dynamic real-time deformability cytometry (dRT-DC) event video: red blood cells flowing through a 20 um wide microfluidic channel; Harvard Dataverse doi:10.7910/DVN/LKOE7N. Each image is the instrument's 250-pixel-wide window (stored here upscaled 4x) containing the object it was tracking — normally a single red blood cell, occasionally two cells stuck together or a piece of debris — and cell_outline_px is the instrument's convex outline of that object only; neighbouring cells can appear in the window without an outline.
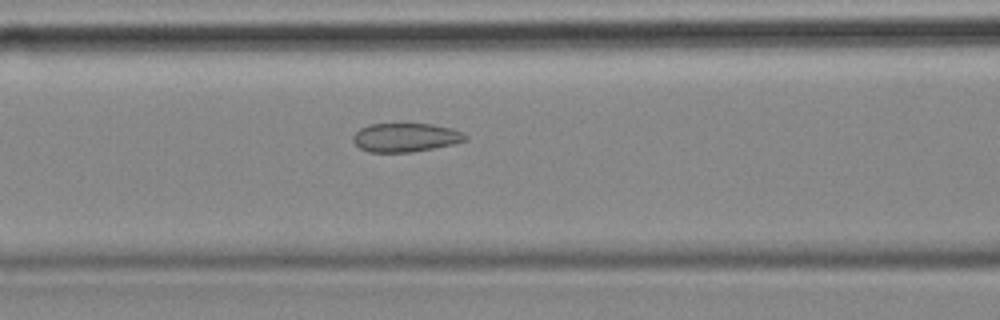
{"species": "common noctule bat (a hibernating species)", "species_latin": "Nyctalus noctula", "temperature_condition": "cold", "stored_images_in_passage": 48, "camera_frame_rate_fps": 3000, "um_per_image_px": 0.085, "animal": {"sex": "female", "body_mass_g": 18.4}, "frame": {"image": 1, "passage_image": 14, "time_ms": 4.333, "image_size_px": [1000, 320], "cell_outline_px": [[468, 140], [452, 144], [412, 152], [368, 152], [360, 148], [352, 140], [352, 136], [360, 128], [368, 124], [432, 124], [452, 128], [468, 136]], "centroid_in_image_um": [34.45, 11.68], "position_along_channel_um": 132.1, "area_um2": 18.79}, "authors_computed_cell_mechanics": {"area_um2": 20.0277, "velocity_mm_per_s": 3.532, "shape_relaxation_time_tau1_ms": null, "shape_relaxation_time_tau2_ms": 1.51, "deformation_change_tau1": null, "deformation_change_tau2": 0.0821}}